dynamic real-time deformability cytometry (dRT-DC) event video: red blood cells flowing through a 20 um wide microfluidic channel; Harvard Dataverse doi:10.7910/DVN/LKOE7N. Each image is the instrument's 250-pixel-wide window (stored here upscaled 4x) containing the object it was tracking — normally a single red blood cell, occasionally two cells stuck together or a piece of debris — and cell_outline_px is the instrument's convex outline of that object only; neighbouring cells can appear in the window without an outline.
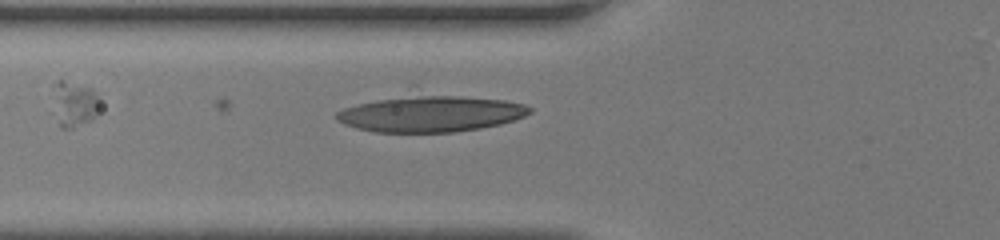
{"species": "human", "species_latin": "Homo sapiens", "temperature_condition": "room temperature", "stored_images_in_passage": 29, "camera_frame_rate_fps": 3000, "um_per_image_px": 0.085, "donor": {"sex": "female"}, "frame": {"image": 1, "passage_image": 2, "time_ms": 0.333, "image_size_px": [1000, 240], "cell_outline_px": [[532, 112], [524, 116], [500, 124], [480, 128], [456, 132], [372, 132], [356, 128], [344, 124], [336, 120], [336, 112], [344, 108], [412, 84], [508, 100], [524, 104], [532, 108]], "centroid_in_image_um": [36.53, 9.47], "position_along_channel_um": 89.3, "area_um2": 46.01}}
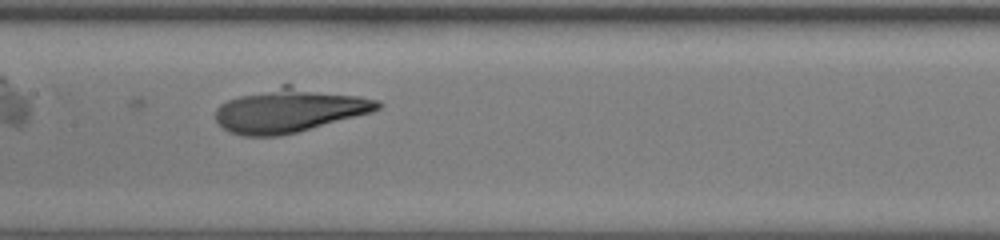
{"frame": {"image": 2, "passage_image": 8, "time_ms": 2.333, "image_size_px": [1000, 240], "cell_outline_px": [[384, 104], [380, 108], [372, 112], [296, 132], [280, 136], [240, 136], [228, 132], [216, 120], [216, 108], [220, 104], [228, 100], [240, 96], [280, 84], [292, 84], [360, 96], [380, 100]], "centroid_in_image_um": [24.61, 9.36], "position_along_channel_um": 182.8, "area_um2": 41.67}}
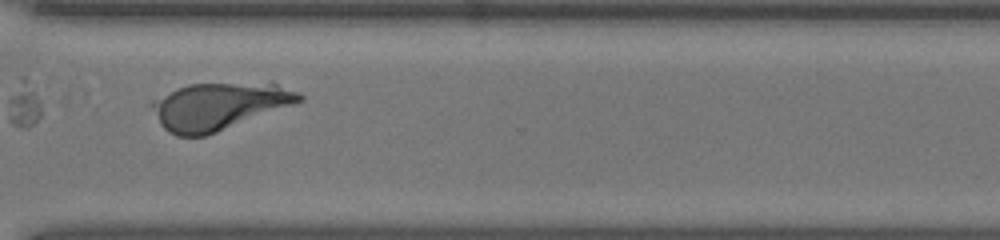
{"frame": {"image": 3, "passage_image": 19, "time_ms": 6.0, "image_size_px": [1000, 240], "cell_outline_px": [[304, 100], [216, 132], [204, 136], [176, 136], [168, 132], [160, 124], [148, 104], [152, 100], [176, 88], [188, 84], [276, 84], [300, 92], [304, 96]], "centroid_in_image_um": [18.54, 9.03], "position_along_channel_um": 352.1, "area_um2": 39.82}}